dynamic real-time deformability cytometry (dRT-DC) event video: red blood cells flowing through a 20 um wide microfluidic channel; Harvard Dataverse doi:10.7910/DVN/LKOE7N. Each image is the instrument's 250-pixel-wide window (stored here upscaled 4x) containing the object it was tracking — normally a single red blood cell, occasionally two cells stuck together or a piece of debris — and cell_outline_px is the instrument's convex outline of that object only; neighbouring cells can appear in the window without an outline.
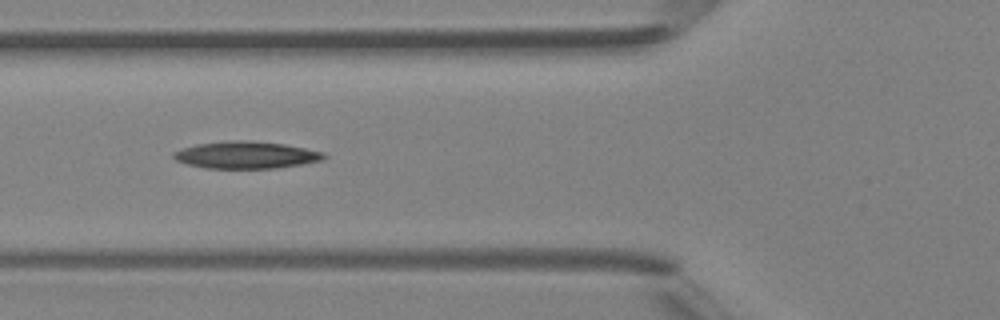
{"species": "Egyptian fruit bat (a non-hibernating species)", "species_latin": "Rousettus aegyptiacus", "temperature_condition": "room temperature", "stored_images_in_passage": 3, "camera_frame_rate_fps": 3000, "um_per_image_px": 0.085, "animal": {"sex": "female"}, "frame": {"image": 1, "passage_image": 3, "time_ms": 2.333, "image_size_px": [1000, 320], "cell_outline_px": [[328, 156], [324, 160], [276, 168], [204, 168], [188, 164], [176, 160], [172, 156], [172, 152], [196, 144], [228, 140], [252, 140], [284, 144], [324, 152]], "centroid_in_image_um": [20.92, 13.16], "position_along_channel_um": 104.9, "area_um2": 23.81}}